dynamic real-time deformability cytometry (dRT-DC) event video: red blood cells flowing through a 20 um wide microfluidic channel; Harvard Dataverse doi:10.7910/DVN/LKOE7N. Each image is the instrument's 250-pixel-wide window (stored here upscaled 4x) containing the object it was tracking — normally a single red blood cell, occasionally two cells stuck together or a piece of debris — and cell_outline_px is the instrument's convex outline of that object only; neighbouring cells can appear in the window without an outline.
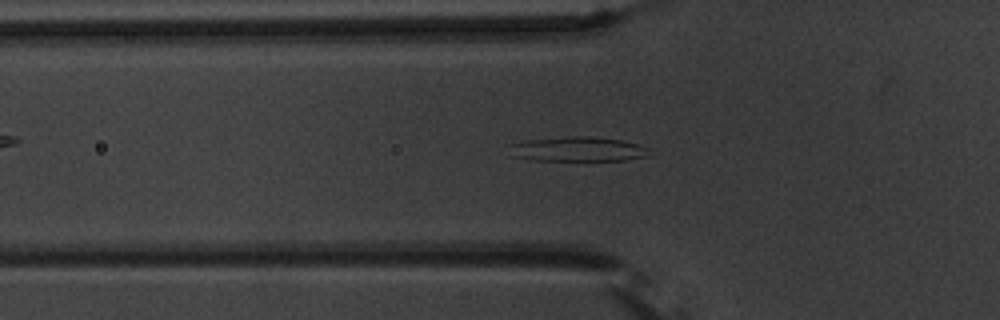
{"species": "common noctule bat (a hibernating species)", "species_latin": "Nyctalus noctula", "temperature_condition": "warm", "stored_images_in_passage": 54, "camera_frame_rate_fps": 3000, "um_per_image_px": 0.085, "animal": {"sex": "male", "body_mass_g": 20.1, "forearm_length_mm": 53.5}, "frame": {"image": 1, "passage_image": 18, "time_ms": 5.667, "image_size_px": [1000, 320], "cell_outline_px": [[648, 156], [624, 160], [532, 160], [512, 156], [504, 144], [528, 140], [572, 136], [592, 136], [620, 140], [636, 144], [648, 148]], "centroid_in_image_um": [49.01, 12.67], "position_along_channel_um": 76.8, "area_um2": 20.11}}
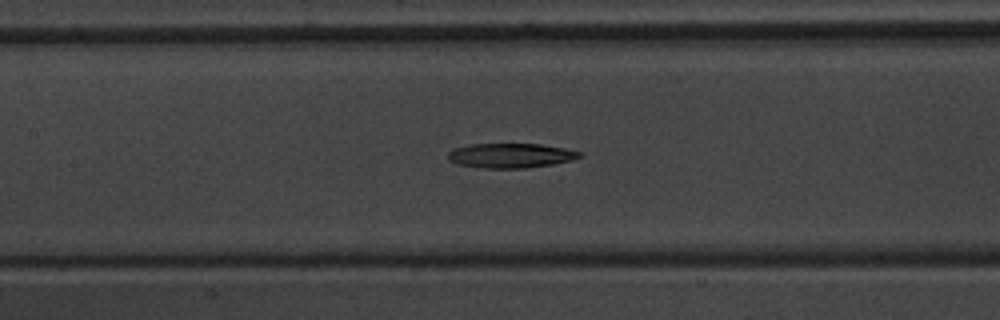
{"frame": {"image": 2, "passage_image": 25, "time_ms": 8.0, "image_size_px": [1000, 320], "cell_outline_px": [[580, 156], [572, 160], [552, 164], [528, 168], [484, 168], [456, 164], [448, 160], [448, 152], [452, 148], [472, 144], [540, 144], [564, 148], [580, 152]], "centroid_in_image_um": [43.35, 13.22], "position_along_channel_um": 164.1, "area_um2": 18.84}}
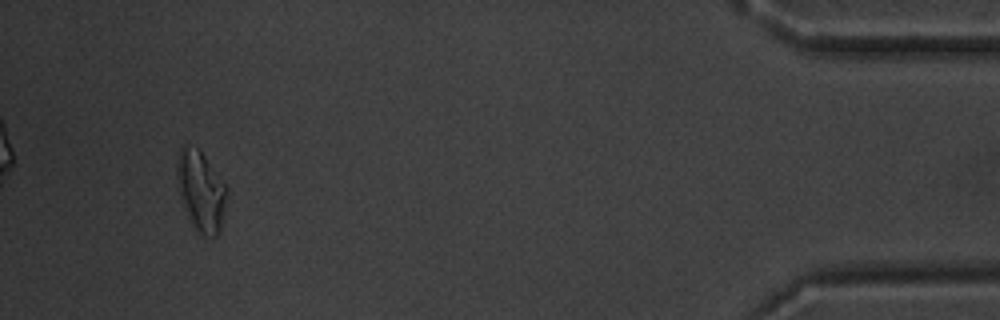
{"frame": {"image": 3, "passage_image": 51, "time_ms": 16.667, "image_size_px": [1000, 320], "cell_outline_px": [[228, 188], [220, 232], [212, 240], [196, 232], [184, 208], [176, 180], [176, 160], [180, 144], [184, 144], [196, 148], [204, 156]], "centroid_in_image_um": [17.06, 16.26], "position_along_channel_um": 418.1, "area_um2": 23.52}, "authors_computed_cell_mechanics": {"area_um2": 20.5768, "velocity_mm_per_s": 3.6898, "shape_relaxation_time_tau1_ms": 9.1627, "shape_relaxation_time_tau2_ms": null, "deformation_change_tau1": 0.2698, "deformation_change_tau2": null}}